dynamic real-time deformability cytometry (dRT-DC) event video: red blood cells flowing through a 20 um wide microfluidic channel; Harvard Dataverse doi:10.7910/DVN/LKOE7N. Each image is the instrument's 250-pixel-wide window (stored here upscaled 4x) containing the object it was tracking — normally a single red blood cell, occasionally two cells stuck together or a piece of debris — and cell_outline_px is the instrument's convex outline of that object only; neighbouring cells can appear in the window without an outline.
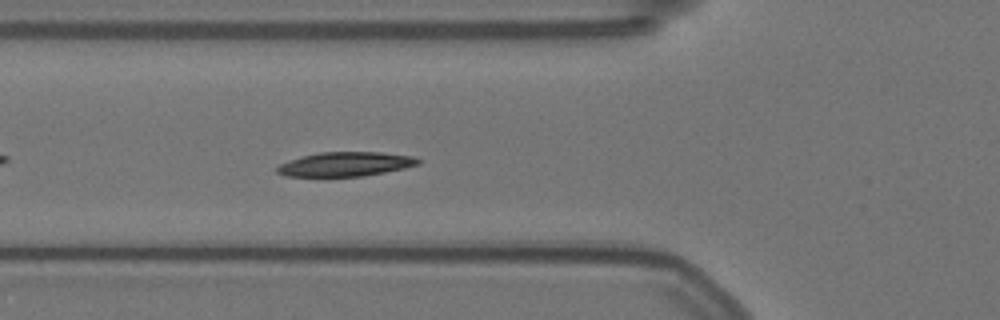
{"species": "Egyptian fruit bat (a non-hibernating species)", "species_latin": "Rousettus aegyptiacus", "temperature_condition": "warm", "stored_images_in_passage": 45, "camera_frame_rate_fps": 3000, "um_per_image_px": 0.085, "animal": {"sex": "female"}, "frame": {"image": 1, "passage_image": 7, "time_ms": 2.0, "image_size_px": [1000, 320], "cell_outline_px": [[420, 164], [404, 168], [384, 172], [360, 176], [284, 176], [276, 172], [276, 168], [280, 164], [304, 156], [320, 152], [380, 152], [412, 156], [420, 160]], "centroid_in_image_um": [29.37, 13.95], "position_along_channel_um": 96.4, "area_um2": 19.65}}
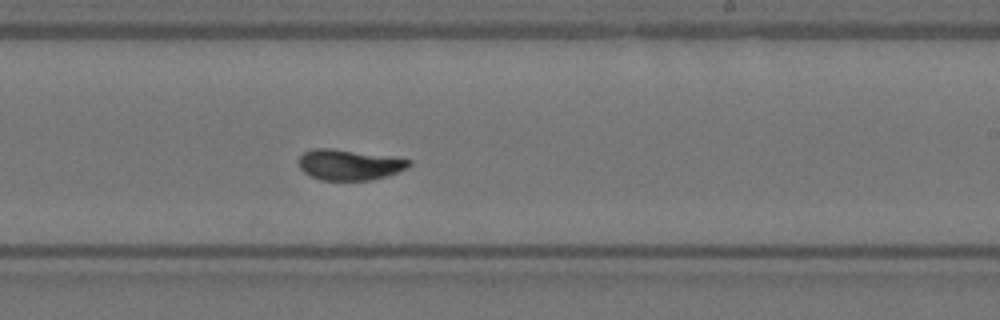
{"frame": {"image": 2, "passage_image": 21, "time_ms": 6.667, "image_size_px": [1000, 320], "cell_outline_px": [[412, 164], [408, 168], [388, 176], [368, 180], [320, 180], [304, 172], [300, 168], [296, 160], [304, 152], [312, 148], [332, 148], [392, 156], [412, 160]], "centroid_in_image_um": [29.7, 13.99], "position_along_channel_um": 259.3, "area_um2": 20.0}}
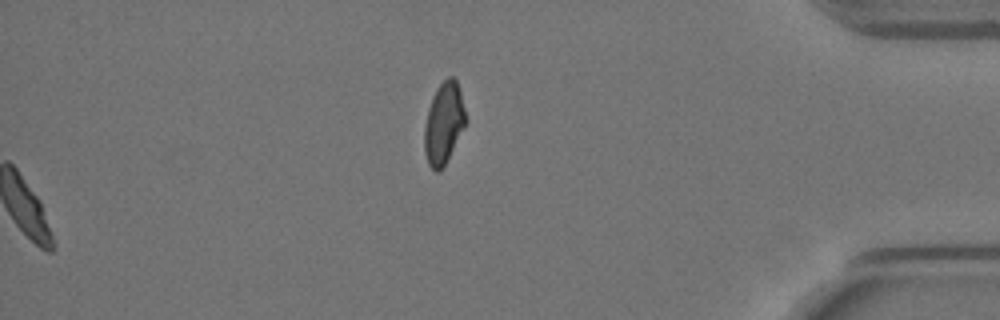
{"frame": {"image": 3, "passage_image": 45, "time_ms": 14.667, "image_size_px": [1000, 320], "cell_outline_px": [[464, 124], [444, 164], [436, 172], [428, 164], [424, 152], [424, 128], [428, 108], [432, 96], [436, 88], [448, 76], [452, 76], [456, 80], [460, 92], [464, 108]], "centroid_in_image_um": [37.66, 10.42], "position_along_channel_um": 397.5, "area_um2": 18.84}, "authors_computed_cell_mechanics": {"area_um2": 19.9988, "velocity_mm_per_s": 3.4874, "shape_relaxation_time_tau1_ms": 3.7774, "shape_relaxation_time_tau2_ms": 0.997, "deformation_change_tau1": 0.2022, "deformation_change_tau2": 0.0694}}